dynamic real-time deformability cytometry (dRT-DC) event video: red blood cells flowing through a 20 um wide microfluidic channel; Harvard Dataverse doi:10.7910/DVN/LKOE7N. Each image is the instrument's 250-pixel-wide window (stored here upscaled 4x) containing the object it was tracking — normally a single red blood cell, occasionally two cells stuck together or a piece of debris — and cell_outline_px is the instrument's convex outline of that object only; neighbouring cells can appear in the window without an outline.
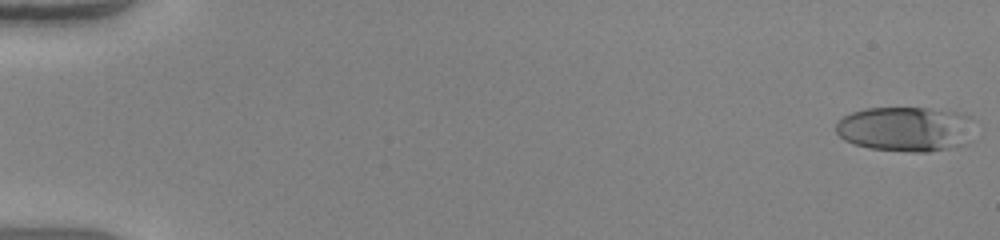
{"species": "human", "species_latin": "Homo sapiens", "temperature_condition": "warm", "stored_images_in_passage": 50, "camera_frame_rate_fps": 3000, "um_per_image_px": 0.085, "donor": {"sex": "female"}, "frame": {"image": 1, "passage_image": 1, "time_ms": 0.0, "image_size_px": [1000, 240], "cell_outline_px": [[972, 140], [968, 144], [956, 148], [928, 152], [912, 152], [868, 148], [852, 144], [844, 140], [836, 132], [836, 124], [844, 116], [852, 112], [864, 108], [928, 108], [956, 112], [968, 116]], "centroid_in_image_um": [76.97, 10.99], "position_along_channel_um": 8.0, "area_um2": 36.47}}
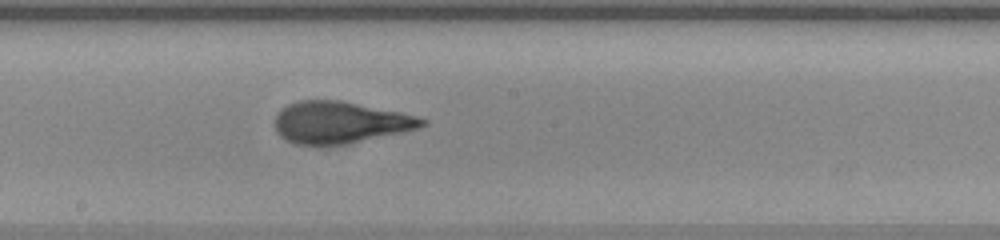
{"frame": {"image": 2, "passage_image": 29, "time_ms": 9.333, "image_size_px": [1000, 240], "cell_outline_px": [[428, 124], [420, 128], [344, 144], [292, 144], [284, 140], [276, 132], [276, 112], [280, 108], [296, 100], [340, 100], [400, 112], [416, 116], [428, 120]], "centroid_in_image_um": [28.87, 10.39], "position_along_channel_um": 219.3, "area_um2": 35.78}}
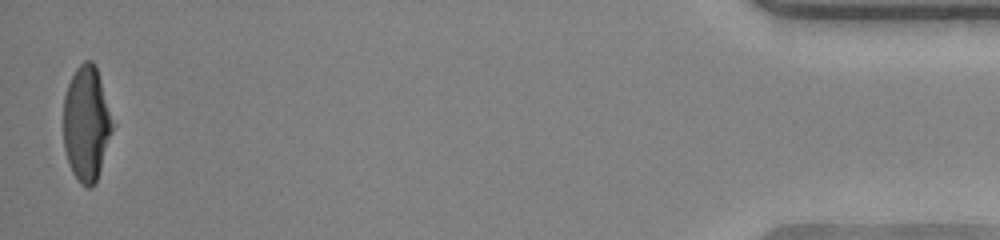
{"frame": {"image": 3, "passage_image": 50, "time_ms": 16.333, "image_size_px": [1000, 240], "cell_outline_px": [[116, 124], [96, 180], [92, 188], [88, 188], [80, 184], [72, 172], [68, 164], [64, 148], [64, 96], [68, 84], [76, 68], [84, 60], [92, 60], [96, 64]], "centroid_in_image_um": [7.38, 10.48], "position_along_channel_um": 427.8, "area_um2": 33.58}, "authors_computed_cell_mechanics": {"area_um2": 34.8823, "velocity_mm_per_s": 4.1664, "shape_relaxation_time_tau1_ms": 4.9199, "shape_relaxation_time_tau2_ms": 1.0792, "deformation_change_tau1": 0.2679, "deformation_change_tau2": 0.0995}}